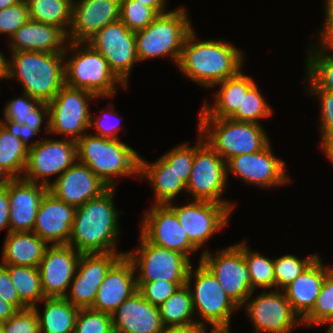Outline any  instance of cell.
I'll use <instances>...</instances> for the list:
<instances>
[{
    "instance_id": "obj_1",
    "label": "cell",
    "mask_w": 333,
    "mask_h": 333,
    "mask_svg": "<svg viewBox=\"0 0 333 333\" xmlns=\"http://www.w3.org/2000/svg\"><path fill=\"white\" fill-rule=\"evenodd\" d=\"M197 38L193 29L185 39L177 64L180 72L191 81L197 82L196 85L214 88L218 82L234 77L244 70V53L232 42L217 39L199 41Z\"/></svg>"
},
{
    "instance_id": "obj_2",
    "label": "cell",
    "mask_w": 333,
    "mask_h": 333,
    "mask_svg": "<svg viewBox=\"0 0 333 333\" xmlns=\"http://www.w3.org/2000/svg\"><path fill=\"white\" fill-rule=\"evenodd\" d=\"M114 194L115 188H109L76 208L69 246L81 254L116 252L121 212L115 208Z\"/></svg>"
},
{
    "instance_id": "obj_3",
    "label": "cell",
    "mask_w": 333,
    "mask_h": 333,
    "mask_svg": "<svg viewBox=\"0 0 333 333\" xmlns=\"http://www.w3.org/2000/svg\"><path fill=\"white\" fill-rule=\"evenodd\" d=\"M6 59V80L16 79L23 92L49 103L65 85L64 52L10 51Z\"/></svg>"
},
{
    "instance_id": "obj_4",
    "label": "cell",
    "mask_w": 333,
    "mask_h": 333,
    "mask_svg": "<svg viewBox=\"0 0 333 333\" xmlns=\"http://www.w3.org/2000/svg\"><path fill=\"white\" fill-rule=\"evenodd\" d=\"M77 160L88 166L109 188H115L116 178H139L140 155L120 139L89 133L76 141Z\"/></svg>"
},
{
    "instance_id": "obj_5",
    "label": "cell",
    "mask_w": 333,
    "mask_h": 333,
    "mask_svg": "<svg viewBox=\"0 0 333 333\" xmlns=\"http://www.w3.org/2000/svg\"><path fill=\"white\" fill-rule=\"evenodd\" d=\"M64 60L65 85L69 87L87 90L101 99L114 97L117 85L128 89L111 71L106 59L86 42L69 41Z\"/></svg>"
},
{
    "instance_id": "obj_6",
    "label": "cell",
    "mask_w": 333,
    "mask_h": 333,
    "mask_svg": "<svg viewBox=\"0 0 333 333\" xmlns=\"http://www.w3.org/2000/svg\"><path fill=\"white\" fill-rule=\"evenodd\" d=\"M262 124L230 118H198L204 141L225 161L264 149L270 138Z\"/></svg>"
},
{
    "instance_id": "obj_7",
    "label": "cell",
    "mask_w": 333,
    "mask_h": 333,
    "mask_svg": "<svg viewBox=\"0 0 333 333\" xmlns=\"http://www.w3.org/2000/svg\"><path fill=\"white\" fill-rule=\"evenodd\" d=\"M184 7L159 14L146 28L135 32L139 62L170 57L176 66L188 34L194 29Z\"/></svg>"
},
{
    "instance_id": "obj_8",
    "label": "cell",
    "mask_w": 333,
    "mask_h": 333,
    "mask_svg": "<svg viewBox=\"0 0 333 333\" xmlns=\"http://www.w3.org/2000/svg\"><path fill=\"white\" fill-rule=\"evenodd\" d=\"M198 263L194 270L193 265L190 266L186 281L196 311V322L208 324L215 331H230L231 316L240 308L225 293L213 273L201 261Z\"/></svg>"
},
{
    "instance_id": "obj_9",
    "label": "cell",
    "mask_w": 333,
    "mask_h": 333,
    "mask_svg": "<svg viewBox=\"0 0 333 333\" xmlns=\"http://www.w3.org/2000/svg\"><path fill=\"white\" fill-rule=\"evenodd\" d=\"M194 145V160L186 192L193 200H205L226 205L232 212L235 203L222 198L229 183L226 162L204 141L198 133ZM227 186V187H226Z\"/></svg>"
},
{
    "instance_id": "obj_10",
    "label": "cell",
    "mask_w": 333,
    "mask_h": 333,
    "mask_svg": "<svg viewBox=\"0 0 333 333\" xmlns=\"http://www.w3.org/2000/svg\"><path fill=\"white\" fill-rule=\"evenodd\" d=\"M139 246L125 255L132 262L136 282L166 280L172 283H186L191 260L184 254L150 243L141 233ZM139 271V272H138Z\"/></svg>"
},
{
    "instance_id": "obj_11",
    "label": "cell",
    "mask_w": 333,
    "mask_h": 333,
    "mask_svg": "<svg viewBox=\"0 0 333 333\" xmlns=\"http://www.w3.org/2000/svg\"><path fill=\"white\" fill-rule=\"evenodd\" d=\"M100 99L93 93L64 85L48 103L49 133L77 141L87 133L91 111L89 102Z\"/></svg>"
},
{
    "instance_id": "obj_12",
    "label": "cell",
    "mask_w": 333,
    "mask_h": 333,
    "mask_svg": "<svg viewBox=\"0 0 333 333\" xmlns=\"http://www.w3.org/2000/svg\"><path fill=\"white\" fill-rule=\"evenodd\" d=\"M199 261L213 273L225 293L240 309L255 292L251 288L249 268L243 256V240L221 248L215 254L205 248Z\"/></svg>"
},
{
    "instance_id": "obj_13",
    "label": "cell",
    "mask_w": 333,
    "mask_h": 333,
    "mask_svg": "<svg viewBox=\"0 0 333 333\" xmlns=\"http://www.w3.org/2000/svg\"><path fill=\"white\" fill-rule=\"evenodd\" d=\"M86 43L106 59L111 71L128 88L132 68L139 62L135 32L119 19L96 32Z\"/></svg>"
},
{
    "instance_id": "obj_14",
    "label": "cell",
    "mask_w": 333,
    "mask_h": 333,
    "mask_svg": "<svg viewBox=\"0 0 333 333\" xmlns=\"http://www.w3.org/2000/svg\"><path fill=\"white\" fill-rule=\"evenodd\" d=\"M77 161L76 141L66 139H42L28 149V159L23 179L49 186L50 177L57 179Z\"/></svg>"
},
{
    "instance_id": "obj_15",
    "label": "cell",
    "mask_w": 333,
    "mask_h": 333,
    "mask_svg": "<svg viewBox=\"0 0 333 333\" xmlns=\"http://www.w3.org/2000/svg\"><path fill=\"white\" fill-rule=\"evenodd\" d=\"M253 293L242 307L247 311L255 332L292 333L294 327L303 325L282 290H264L256 297L252 296Z\"/></svg>"
},
{
    "instance_id": "obj_16",
    "label": "cell",
    "mask_w": 333,
    "mask_h": 333,
    "mask_svg": "<svg viewBox=\"0 0 333 333\" xmlns=\"http://www.w3.org/2000/svg\"><path fill=\"white\" fill-rule=\"evenodd\" d=\"M191 200L183 205H174V202L168 205L175 211L190 242L199 250L205 246L213 234L221 231L230 223L228 221H230L232 211L223 204Z\"/></svg>"
},
{
    "instance_id": "obj_17",
    "label": "cell",
    "mask_w": 333,
    "mask_h": 333,
    "mask_svg": "<svg viewBox=\"0 0 333 333\" xmlns=\"http://www.w3.org/2000/svg\"><path fill=\"white\" fill-rule=\"evenodd\" d=\"M269 143L264 149L255 153H248L230 158L226 162L227 179L235 175L246 185L260 188L283 187L291 180L286 171L285 161L277 158Z\"/></svg>"
},
{
    "instance_id": "obj_18",
    "label": "cell",
    "mask_w": 333,
    "mask_h": 333,
    "mask_svg": "<svg viewBox=\"0 0 333 333\" xmlns=\"http://www.w3.org/2000/svg\"><path fill=\"white\" fill-rule=\"evenodd\" d=\"M125 253L81 254L75 276L64 298L79 309L91 308L106 273Z\"/></svg>"
},
{
    "instance_id": "obj_19",
    "label": "cell",
    "mask_w": 333,
    "mask_h": 333,
    "mask_svg": "<svg viewBox=\"0 0 333 333\" xmlns=\"http://www.w3.org/2000/svg\"><path fill=\"white\" fill-rule=\"evenodd\" d=\"M141 233L150 243L184 254L189 260L198 249L190 242L175 211L168 204H152L143 213Z\"/></svg>"
},
{
    "instance_id": "obj_20",
    "label": "cell",
    "mask_w": 333,
    "mask_h": 333,
    "mask_svg": "<svg viewBox=\"0 0 333 333\" xmlns=\"http://www.w3.org/2000/svg\"><path fill=\"white\" fill-rule=\"evenodd\" d=\"M80 257L81 253L68 244L47 247L39 265L45 297H65Z\"/></svg>"
},
{
    "instance_id": "obj_21",
    "label": "cell",
    "mask_w": 333,
    "mask_h": 333,
    "mask_svg": "<svg viewBox=\"0 0 333 333\" xmlns=\"http://www.w3.org/2000/svg\"><path fill=\"white\" fill-rule=\"evenodd\" d=\"M108 189L107 184L78 160L48 186L50 193L75 208L101 196Z\"/></svg>"
},
{
    "instance_id": "obj_22",
    "label": "cell",
    "mask_w": 333,
    "mask_h": 333,
    "mask_svg": "<svg viewBox=\"0 0 333 333\" xmlns=\"http://www.w3.org/2000/svg\"><path fill=\"white\" fill-rule=\"evenodd\" d=\"M120 19V0H73L70 42H86L106 25Z\"/></svg>"
},
{
    "instance_id": "obj_23",
    "label": "cell",
    "mask_w": 333,
    "mask_h": 333,
    "mask_svg": "<svg viewBox=\"0 0 333 333\" xmlns=\"http://www.w3.org/2000/svg\"><path fill=\"white\" fill-rule=\"evenodd\" d=\"M75 213L74 206L47 191L37 210L33 232L48 245L68 244Z\"/></svg>"
},
{
    "instance_id": "obj_24",
    "label": "cell",
    "mask_w": 333,
    "mask_h": 333,
    "mask_svg": "<svg viewBox=\"0 0 333 333\" xmlns=\"http://www.w3.org/2000/svg\"><path fill=\"white\" fill-rule=\"evenodd\" d=\"M6 187L10 232L33 231L37 210L48 187L23 178H12Z\"/></svg>"
},
{
    "instance_id": "obj_25",
    "label": "cell",
    "mask_w": 333,
    "mask_h": 333,
    "mask_svg": "<svg viewBox=\"0 0 333 333\" xmlns=\"http://www.w3.org/2000/svg\"><path fill=\"white\" fill-rule=\"evenodd\" d=\"M137 289L133 264L123 255L106 273L91 309L111 315Z\"/></svg>"
},
{
    "instance_id": "obj_26",
    "label": "cell",
    "mask_w": 333,
    "mask_h": 333,
    "mask_svg": "<svg viewBox=\"0 0 333 333\" xmlns=\"http://www.w3.org/2000/svg\"><path fill=\"white\" fill-rule=\"evenodd\" d=\"M111 319L116 333H164L165 330L158 307L138 291L111 314Z\"/></svg>"
},
{
    "instance_id": "obj_27",
    "label": "cell",
    "mask_w": 333,
    "mask_h": 333,
    "mask_svg": "<svg viewBox=\"0 0 333 333\" xmlns=\"http://www.w3.org/2000/svg\"><path fill=\"white\" fill-rule=\"evenodd\" d=\"M10 51H39L61 53L69 42L59 27L29 19L9 40ZM66 44V45H65Z\"/></svg>"
},
{
    "instance_id": "obj_28",
    "label": "cell",
    "mask_w": 333,
    "mask_h": 333,
    "mask_svg": "<svg viewBox=\"0 0 333 333\" xmlns=\"http://www.w3.org/2000/svg\"><path fill=\"white\" fill-rule=\"evenodd\" d=\"M318 255L292 283L282 291L293 311L301 320L312 310L323 285L326 272L332 266H325Z\"/></svg>"
},
{
    "instance_id": "obj_29",
    "label": "cell",
    "mask_w": 333,
    "mask_h": 333,
    "mask_svg": "<svg viewBox=\"0 0 333 333\" xmlns=\"http://www.w3.org/2000/svg\"><path fill=\"white\" fill-rule=\"evenodd\" d=\"M242 71L214 85L215 88L219 86L214 94V105L205 100L199 110V118H231L236 113L243 101V93L255 83L252 77Z\"/></svg>"
},
{
    "instance_id": "obj_30",
    "label": "cell",
    "mask_w": 333,
    "mask_h": 333,
    "mask_svg": "<svg viewBox=\"0 0 333 333\" xmlns=\"http://www.w3.org/2000/svg\"><path fill=\"white\" fill-rule=\"evenodd\" d=\"M2 246L1 265H22L39 268L49 246L33 231L7 232Z\"/></svg>"
},
{
    "instance_id": "obj_31",
    "label": "cell",
    "mask_w": 333,
    "mask_h": 333,
    "mask_svg": "<svg viewBox=\"0 0 333 333\" xmlns=\"http://www.w3.org/2000/svg\"><path fill=\"white\" fill-rule=\"evenodd\" d=\"M150 163L140 156L139 179H146L152 185L155 194L153 205L169 204L180 192L186 191V184L161 157Z\"/></svg>"
},
{
    "instance_id": "obj_32",
    "label": "cell",
    "mask_w": 333,
    "mask_h": 333,
    "mask_svg": "<svg viewBox=\"0 0 333 333\" xmlns=\"http://www.w3.org/2000/svg\"><path fill=\"white\" fill-rule=\"evenodd\" d=\"M41 302L43 312L39 305L33 307L38 316L40 333H74L78 307L64 297H45Z\"/></svg>"
},
{
    "instance_id": "obj_33",
    "label": "cell",
    "mask_w": 333,
    "mask_h": 333,
    "mask_svg": "<svg viewBox=\"0 0 333 333\" xmlns=\"http://www.w3.org/2000/svg\"><path fill=\"white\" fill-rule=\"evenodd\" d=\"M3 111L4 119L16 121L20 125L26 124L37 134L40 132L44 121H47L45 132L49 134V108L47 103L40 102L23 93L21 97L9 100Z\"/></svg>"
},
{
    "instance_id": "obj_34",
    "label": "cell",
    "mask_w": 333,
    "mask_h": 333,
    "mask_svg": "<svg viewBox=\"0 0 333 333\" xmlns=\"http://www.w3.org/2000/svg\"><path fill=\"white\" fill-rule=\"evenodd\" d=\"M308 48L304 80L306 90L333 92V51L317 46Z\"/></svg>"
},
{
    "instance_id": "obj_35",
    "label": "cell",
    "mask_w": 333,
    "mask_h": 333,
    "mask_svg": "<svg viewBox=\"0 0 333 333\" xmlns=\"http://www.w3.org/2000/svg\"><path fill=\"white\" fill-rule=\"evenodd\" d=\"M29 19L61 28L67 35L72 23L73 0H25Z\"/></svg>"
},
{
    "instance_id": "obj_36",
    "label": "cell",
    "mask_w": 333,
    "mask_h": 333,
    "mask_svg": "<svg viewBox=\"0 0 333 333\" xmlns=\"http://www.w3.org/2000/svg\"><path fill=\"white\" fill-rule=\"evenodd\" d=\"M158 309L165 328L196 322L192 295L187 284L179 287Z\"/></svg>"
},
{
    "instance_id": "obj_37",
    "label": "cell",
    "mask_w": 333,
    "mask_h": 333,
    "mask_svg": "<svg viewBox=\"0 0 333 333\" xmlns=\"http://www.w3.org/2000/svg\"><path fill=\"white\" fill-rule=\"evenodd\" d=\"M10 275L20 300L33 308L45 298L39 268L22 265H3Z\"/></svg>"
},
{
    "instance_id": "obj_38",
    "label": "cell",
    "mask_w": 333,
    "mask_h": 333,
    "mask_svg": "<svg viewBox=\"0 0 333 333\" xmlns=\"http://www.w3.org/2000/svg\"><path fill=\"white\" fill-rule=\"evenodd\" d=\"M28 147L0 123V166L12 177L22 178Z\"/></svg>"
},
{
    "instance_id": "obj_39",
    "label": "cell",
    "mask_w": 333,
    "mask_h": 333,
    "mask_svg": "<svg viewBox=\"0 0 333 333\" xmlns=\"http://www.w3.org/2000/svg\"><path fill=\"white\" fill-rule=\"evenodd\" d=\"M243 256L249 268L252 290L255 291L258 288L275 290L274 259L262 255L259 251L250 250L246 241L243 242Z\"/></svg>"
},
{
    "instance_id": "obj_40",
    "label": "cell",
    "mask_w": 333,
    "mask_h": 333,
    "mask_svg": "<svg viewBox=\"0 0 333 333\" xmlns=\"http://www.w3.org/2000/svg\"><path fill=\"white\" fill-rule=\"evenodd\" d=\"M333 323V267L325 275L312 310L302 319L303 326H323Z\"/></svg>"
},
{
    "instance_id": "obj_41",
    "label": "cell",
    "mask_w": 333,
    "mask_h": 333,
    "mask_svg": "<svg viewBox=\"0 0 333 333\" xmlns=\"http://www.w3.org/2000/svg\"><path fill=\"white\" fill-rule=\"evenodd\" d=\"M261 91L255 82L246 93H243V101L230 119L260 124V119L271 117L273 109Z\"/></svg>"
},
{
    "instance_id": "obj_42",
    "label": "cell",
    "mask_w": 333,
    "mask_h": 333,
    "mask_svg": "<svg viewBox=\"0 0 333 333\" xmlns=\"http://www.w3.org/2000/svg\"><path fill=\"white\" fill-rule=\"evenodd\" d=\"M320 103L321 151L333 163V92L324 90H305Z\"/></svg>"
},
{
    "instance_id": "obj_43",
    "label": "cell",
    "mask_w": 333,
    "mask_h": 333,
    "mask_svg": "<svg viewBox=\"0 0 333 333\" xmlns=\"http://www.w3.org/2000/svg\"><path fill=\"white\" fill-rule=\"evenodd\" d=\"M318 255L313 253L301 259L293 254H283L279 258H275L274 274L276 289L283 290L287 285L292 283Z\"/></svg>"
},
{
    "instance_id": "obj_44",
    "label": "cell",
    "mask_w": 333,
    "mask_h": 333,
    "mask_svg": "<svg viewBox=\"0 0 333 333\" xmlns=\"http://www.w3.org/2000/svg\"><path fill=\"white\" fill-rule=\"evenodd\" d=\"M159 14L135 0H120V20L132 32L146 28Z\"/></svg>"
},
{
    "instance_id": "obj_45",
    "label": "cell",
    "mask_w": 333,
    "mask_h": 333,
    "mask_svg": "<svg viewBox=\"0 0 333 333\" xmlns=\"http://www.w3.org/2000/svg\"><path fill=\"white\" fill-rule=\"evenodd\" d=\"M74 333H114L111 315L91 308L79 309Z\"/></svg>"
},
{
    "instance_id": "obj_46",
    "label": "cell",
    "mask_w": 333,
    "mask_h": 333,
    "mask_svg": "<svg viewBox=\"0 0 333 333\" xmlns=\"http://www.w3.org/2000/svg\"><path fill=\"white\" fill-rule=\"evenodd\" d=\"M179 176V178L187 184L194 160V145L189 143L178 144L175 148L167 151L160 156Z\"/></svg>"
},
{
    "instance_id": "obj_47",
    "label": "cell",
    "mask_w": 333,
    "mask_h": 333,
    "mask_svg": "<svg viewBox=\"0 0 333 333\" xmlns=\"http://www.w3.org/2000/svg\"><path fill=\"white\" fill-rule=\"evenodd\" d=\"M137 291L152 305L159 307L179 287L186 283H172L166 280H155L152 282H136Z\"/></svg>"
},
{
    "instance_id": "obj_48",
    "label": "cell",
    "mask_w": 333,
    "mask_h": 333,
    "mask_svg": "<svg viewBox=\"0 0 333 333\" xmlns=\"http://www.w3.org/2000/svg\"><path fill=\"white\" fill-rule=\"evenodd\" d=\"M28 20V6L25 0L4 8L0 10V34H5L10 39Z\"/></svg>"
},
{
    "instance_id": "obj_49",
    "label": "cell",
    "mask_w": 333,
    "mask_h": 333,
    "mask_svg": "<svg viewBox=\"0 0 333 333\" xmlns=\"http://www.w3.org/2000/svg\"><path fill=\"white\" fill-rule=\"evenodd\" d=\"M0 326L2 333H40L38 316L33 308L18 310Z\"/></svg>"
},
{
    "instance_id": "obj_50",
    "label": "cell",
    "mask_w": 333,
    "mask_h": 333,
    "mask_svg": "<svg viewBox=\"0 0 333 333\" xmlns=\"http://www.w3.org/2000/svg\"><path fill=\"white\" fill-rule=\"evenodd\" d=\"M110 107L106 109H101V113L99 114V116L96 115L92 116L91 114V119H90V126L89 128H94L95 129V134L97 136H101V137H106V138H111V139H120V136L118 137V133L119 131L122 129L120 126V121H117V119H119L117 116V112H115V110H112ZM93 117H96L94 120ZM106 117V118H105ZM109 119L111 120V118L115 119L117 121L116 122L113 120L112 121H107ZM111 117V118H110ZM107 121V122H106Z\"/></svg>"
},
{
    "instance_id": "obj_51",
    "label": "cell",
    "mask_w": 333,
    "mask_h": 333,
    "mask_svg": "<svg viewBox=\"0 0 333 333\" xmlns=\"http://www.w3.org/2000/svg\"><path fill=\"white\" fill-rule=\"evenodd\" d=\"M0 299L13 305L17 310L28 308L19 298L8 270L0 264Z\"/></svg>"
},
{
    "instance_id": "obj_52",
    "label": "cell",
    "mask_w": 333,
    "mask_h": 333,
    "mask_svg": "<svg viewBox=\"0 0 333 333\" xmlns=\"http://www.w3.org/2000/svg\"><path fill=\"white\" fill-rule=\"evenodd\" d=\"M324 1L325 20L322 28L319 30L320 37L318 38H320V40L316 42V44H312L310 46H317L319 48L333 51V0Z\"/></svg>"
},
{
    "instance_id": "obj_53",
    "label": "cell",
    "mask_w": 333,
    "mask_h": 333,
    "mask_svg": "<svg viewBox=\"0 0 333 333\" xmlns=\"http://www.w3.org/2000/svg\"><path fill=\"white\" fill-rule=\"evenodd\" d=\"M5 120V121H4ZM0 120V123L8 129V131L14 135L16 138H20L21 141L28 147L31 148L35 146L40 140H33L30 142V139L36 136V132L29 128L28 125H20L18 122L13 120Z\"/></svg>"
},
{
    "instance_id": "obj_54",
    "label": "cell",
    "mask_w": 333,
    "mask_h": 333,
    "mask_svg": "<svg viewBox=\"0 0 333 333\" xmlns=\"http://www.w3.org/2000/svg\"><path fill=\"white\" fill-rule=\"evenodd\" d=\"M9 209L8 189L3 187L0 189V231L7 229L10 232Z\"/></svg>"
},
{
    "instance_id": "obj_55",
    "label": "cell",
    "mask_w": 333,
    "mask_h": 333,
    "mask_svg": "<svg viewBox=\"0 0 333 333\" xmlns=\"http://www.w3.org/2000/svg\"><path fill=\"white\" fill-rule=\"evenodd\" d=\"M200 322H194L188 325L167 327L164 333H208V326ZM213 328H210L209 333H215Z\"/></svg>"
},
{
    "instance_id": "obj_56",
    "label": "cell",
    "mask_w": 333,
    "mask_h": 333,
    "mask_svg": "<svg viewBox=\"0 0 333 333\" xmlns=\"http://www.w3.org/2000/svg\"><path fill=\"white\" fill-rule=\"evenodd\" d=\"M17 311L13 305L0 299V324L12 317Z\"/></svg>"
},
{
    "instance_id": "obj_57",
    "label": "cell",
    "mask_w": 333,
    "mask_h": 333,
    "mask_svg": "<svg viewBox=\"0 0 333 333\" xmlns=\"http://www.w3.org/2000/svg\"><path fill=\"white\" fill-rule=\"evenodd\" d=\"M135 1H139L142 4L153 8L158 14H163L168 12V10L166 9L167 0H135Z\"/></svg>"
},
{
    "instance_id": "obj_58",
    "label": "cell",
    "mask_w": 333,
    "mask_h": 333,
    "mask_svg": "<svg viewBox=\"0 0 333 333\" xmlns=\"http://www.w3.org/2000/svg\"><path fill=\"white\" fill-rule=\"evenodd\" d=\"M12 177L0 166V189L6 187Z\"/></svg>"
},
{
    "instance_id": "obj_59",
    "label": "cell",
    "mask_w": 333,
    "mask_h": 333,
    "mask_svg": "<svg viewBox=\"0 0 333 333\" xmlns=\"http://www.w3.org/2000/svg\"><path fill=\"white\" fill-rule=\"evenodd\" d=\"M6 56L0 50V80L6 79Z\"/></svg>"
},
{
    "instance_id": "obj_60",
    "label": "cell",
    "mask_w": 333,
    "mask_h": 333,
    "mask_svg": "<svg viewBox=\"0 0 333 333\" xmlns=\"http://www.w3.org/2000/svg\"><path fill=\"white\" fill-rule=\"evenodd\" d=\"M21 1L22 0H0V10L15 5Z\"/></svg>"
},
{
    "instance_id": "obj_61",
    "label": "cell",
    "mask_w": 333,
    "mask_h": 333,
    "mask_svg": "<svg viewBox=\"0 0 333 333\" xmlns=\"http://www.w3.org/2000/svg\"><path fill=\"white\" fill-rule=\"evenodd\" d=\"M328 325V329H327V332L326 333H333V323L331 324H326Z\"/></svg>"
},
{
    "instance_id": "obj_62",
    "label": "cell",
    "mask_w": 333,
    "mask_h": 333,
    "mask_svg": "<svg viewBox=\"0 0 333 333\" xmlns=\"http://www.w3.org/2000/svg\"><path fill=\"white\" fill-rule=\"evenodd\" d=\"M215 333H230V331H216Z\"/></svg>"
}]
</instances>
